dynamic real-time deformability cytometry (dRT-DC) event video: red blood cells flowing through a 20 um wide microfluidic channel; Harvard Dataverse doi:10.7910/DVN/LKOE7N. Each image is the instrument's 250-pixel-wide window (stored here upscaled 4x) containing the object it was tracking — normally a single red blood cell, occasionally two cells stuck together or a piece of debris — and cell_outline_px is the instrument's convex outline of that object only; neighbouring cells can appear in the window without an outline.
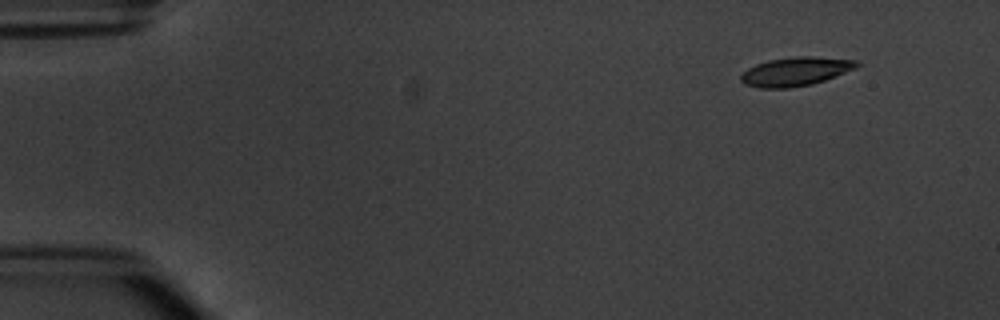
{"species": "common noctule bat (a hibernating species)", "species_latin": "Nyctalus noctula", "temperature_condition": "warm", "stored_images_in_passage": 5, "camera_frame_rate_fps": 3000, "um_per_image_px": 0.085, "animal": {"sex": "male", "body_mass_g": 20.1, "forearm_length_mm": 53.5}, "frame": {"image": 1, "passage_image": 1, "time_ms": 0.0, "image_size_px": [1000, 320], "cell_outline_px": [[860, 64], [856, 68], [824, 80], [812, 84], [788, 88], [760, 88], [744, 84], [740, 80], [740, 76], [748, 68], [756, 64], [768, 60], [796, 56], [812, 56], [856, 60]], "centroid_in_image_um": [67.6, 6.07], "position_along_channel_um": 17.4, "area_um2": 19.36}}
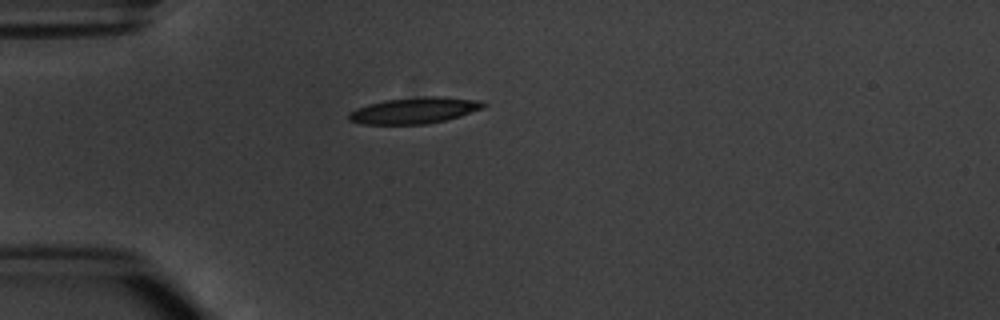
{"frame": {"image": 2, "passage_image": 4, "time_ms": 3.333, "image_size_px": [1000, 320], "cell_outline_px": [[488, 104], [484, 108], [460, 116], [428, 124], [364, 124], [348, 120], [348, 112], [356, 108], [368, 104], [384, 100], [424, 96], [444, 96], [480, 100]], "centroid_in_image_um": [35.25, 9.38], "position_along_channel_um": 49.8, "area_um2": 20.75}}